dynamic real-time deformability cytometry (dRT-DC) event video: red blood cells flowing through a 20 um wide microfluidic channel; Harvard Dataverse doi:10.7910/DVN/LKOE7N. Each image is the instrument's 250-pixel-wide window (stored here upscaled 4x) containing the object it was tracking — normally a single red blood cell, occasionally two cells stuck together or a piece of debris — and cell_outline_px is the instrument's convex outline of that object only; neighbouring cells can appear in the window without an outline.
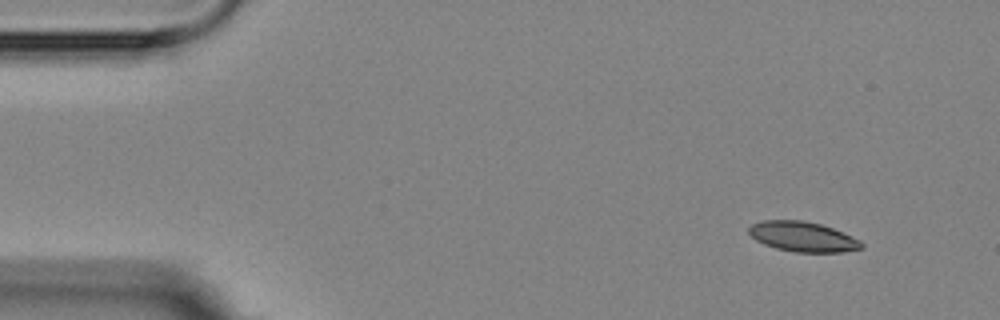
{"species": "Egyptian fruit bat (a non-hibernating species)", "species_latin": "Rousettus aegyptiacus", "temperature_condition": "room temperature", "stored_images_in_passage": 5, "segment_of_instrument_passage": [1, 2], "camera_frame_rate_fps": 3000, "um_per_image_px": 0.085, "animal": {"sex": "female"}, "frame": {"image": 1, "passage_image": 1, "time_ms": 0.0, "image_size_px": [1000, 320], "cell_outline_px": [[864, 248], [844, 252], [796, 252], [776, 248], [764, 244], [756, 240], [748, 232], [748, 228], [752, 224], [764, 220], [800, 220], [820, 224], [832, 228], [860, 240], [864, 244]], "centroid_in_image_um": [68.25, 20.12], "position_along_channel_um": 16.8, "area_um2": 19.59}}